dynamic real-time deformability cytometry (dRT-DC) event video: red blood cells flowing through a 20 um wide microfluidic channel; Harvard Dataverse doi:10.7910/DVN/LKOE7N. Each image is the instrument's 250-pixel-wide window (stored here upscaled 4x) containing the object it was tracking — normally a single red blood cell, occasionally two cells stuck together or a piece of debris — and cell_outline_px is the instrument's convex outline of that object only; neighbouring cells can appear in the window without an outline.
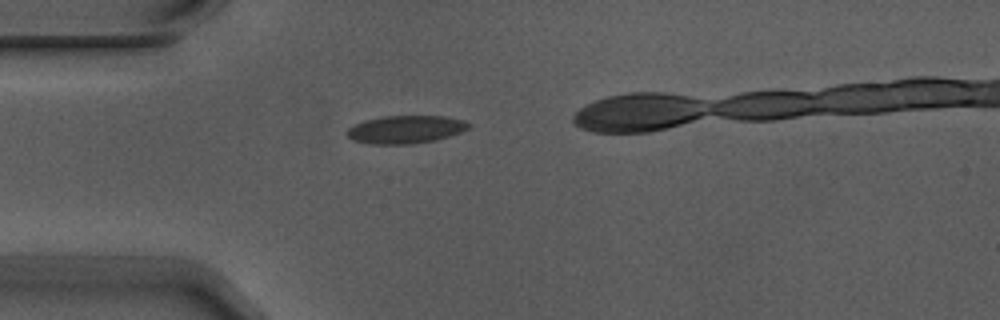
{"species": "Egyptian fruit bat (a non-hibernating species)", "species_latin": "Rousettus aegyptiacus", "temperature_condition": "warm", "stored_images_in_passage": 2, "camera_frame_rate_fps": 3000, "um_per_image_px": 0.085, "animal": {"sex": "male"}, "frame": {"image": 1, "passage_image": 1, "time_ms": 0.0, "image_size_px": [1000, 320], "cell_outline_px": [[472, 124], [468, 128], [460, 132], [448, 136], [432, 140], [408, 144], [372, 144], [352, 140], [344, 132], [348, 128], [364, 120], [384, 116], [444, 116], [464, 120]], "centroid_in_image_um": [34.45, 10.99], "position_along_channel_um": 50.6, "area_um2": 19.65}}